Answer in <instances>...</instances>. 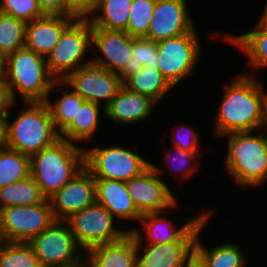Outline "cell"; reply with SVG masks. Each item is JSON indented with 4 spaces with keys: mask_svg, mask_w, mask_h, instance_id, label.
<instances>
[{
    "mask_svg": "<svg viewBox=\"0 0 267 267\" xmlns=\"http://www.w3.org/2000/svg\"><path fill=\"white\" fill-rule=\"evenodd\" d=\"M258 76V77H257ZM261 75L238 73L222 86L223 92L216 112L212 113L213 136L217 139L232 132H250L261 129L267 90Z\"/></svg>",
    "mask_w": 267,
    "mask_h": 267,
    "instance_id": "6da1fadb",
    "label": "cell"
},
{
    "mask_svg": "<svg viewBox=\"0 0 267 267\" xmlns=\"http://www.w3.org/2000/svg\"><path fill=\"white\" fill-rule=\"evenodd\" d=\"M221 138L227 139L223 170L232 182L235 181V186L243 190L264 189L267 183V137L257 130L232 132Z\"/></svg>",
    "mask_w": 267,
    "mask_h": 267,
    "instance_id": "7a4b0ae2",
    "label": "cell"
},
{
    "mask_svg": "<svg viewBox=\"0 0 267 267\" xmlns=\"http://www.w3.org/2000/svg\"><path fill=\"white\" fill-rule=\"evenodd\" d=\"M18 103H13L4 119L5 146L31 157L60 137L45 101H23V107H20V111L17 110L16 117L12 116V119V108Z\"/></svg>",
    "mask_w": 267,
    "mask_h": 267,
    "instance_id": "3957f363",
    "label": "cell"
},
{
    "mask_svg": "<svg viewBox=\"0 0 267 267\" xmlns=\"http://www.w3.org/2000/svg\"><path fill=\"white\" fill-rule=\"evenodd\" d=\"M0 72L15 102L46 101L56 81L48 70L46 57L25 47L5 56Z\"/></svg>",
    "mask_w": 267,
    "mask_h": 267,
    "instance_id": "277c9868",
    "label": "cell"
},
{
    "mask_svg": "<svg viewBox=\"0 0 267 267\" xmlns=\"http://www.w3.org/2000/svg\"><path fill=\"white\" fill-rule=\"evenodd\" d=\"M30 175L49 199L84 167V146L59 138L30 157Z\"/></svg>",
    "mask_w": 267,
    "mask_h": 267,
    "instance_id": "5b68a950",
    "label": "cell"
},
{
    "mask_svg": "<svg viewBox=\"0 0 267 267\" xmlns=\"http://www.w3.org/2000/svg\"><path fill=\"white\" fill-rule=\"evenodd\" d=\"M110 144L84 147V166L95 179L128 181L150 166L151 160L137 151V142L133 148L123 143Z\"/></svg>",
    "mask_w": 267,
    "mask_h": 267,
    "instance_id": "8992f818",
    "label": "cell"
},
{
    "mask_svg": "<svg viewBox=\"0 0 267 267\" xmlns=\"http://www.w3.org/2000/svg\"><path fill=\"white\" fill-rule=\"evenodd\" d=\"M91 55L92 24L88 18L77 17L63 31L57 45L47 55V67L56 80H64L79 67L91 63Z\"/></svg>",
    "mask_w": 267,
    "mask_h": 267,
    "instance_id": "52a82bcc",
    "label": "cell"
},
{
    "mask_svg": "<svg viewBox=\"0 0 267 267\" xmlns=\"http://www.w3.org/2000/svg\"><path fill=\"white\" fill-rule=\"evenodd\" d=\"M197 31L195 26L188 33L157 42L158 70L175 88L196 74L202 61L205 48Z\"/></svg>",
    "mask_w": 267,
    "mask_h": 267,
    "instance_id": "ba28073f",
    "label": "cell"
},
{
    "mask_svg": "<svg viewBox=\"0 0 267 267\" xmlns=\"http://www.w3.org/2000/svg\"><path fill=\"white\" fill-rule=\"evenodd\" d=\"M64 221L84 251L99 244L118 241L129 233L128 226L122 228L123 225L97 202Z\"/></svg>",
    "mask_w": 267,
    "mask_h": 267,
    "instance_id": "9c48e42d",
    "label": "cell"
},
{
    "mask_svg": "<svg viewBox=\"0 0 267 267\" xmlns=\"http://www.w3.org/2000/svg\"><path fill=\"white\" fill-rule=\"evenodd\" d=\"M165 173L167 171L162 166L150 161V166L145 171L125 181L129 195L141 214L181 209L179 196L166 183Z\"/></svg>",
    "mask_w": 267,
    "mask_h": 267,
    "instance_id": "30bf717a",
    "label": "cell"
},
{
    "mask_svg": "<svg viewBox=\"0 0 267 267\" xmlns=\"http://www.w3.org/2000/svg\"><path fill=\"white\" fill-rule=\"evenodd\" d=\"M28 243L33 247L41 267L71 265L82 260L85 255L84 249L63 220H55Z\"/></svg>",
    "mask_w": 267,
    "mask_h": 267,
    "instance_id": "8fae6325",
    "label": "cell"
},
{
    "mask_svg": "<svg viewBox=\"0 0 267 267\" xmlns=\"http://www.w3.org/2000/svg\"><path fill=\"white\" fill-rule=\"evenodd\" d=\"M55 218L49 200L32 206L0 209V235L5 242H30L49 227Z\"/></svg>",
    "mask_w": 267,
    "mask_h": 267,
    "instance_id": "7c38bea8",
    "label": "cell"
},
{
    "mask_svg": "<svg viewBox=\"0 0 267 267\" xmlns=\"http://www.w3.org/2000/svg\"><path fill=\"white\" fill-rule=\"evenodd\" d=\"M212 210L206 212L176 241L157 244H136L137 267H182L195 250V242L201 226L209 220Z\"/></svg>",
    "mask_w": 267,
    "mask_h": 267,
    "instance_id": "4fadbf2b",
    "label": "cell"
},
{
    "mask_svg": "<svg viewBox=\"0 0 267 267\" xmlns=\"http://www.w3.org/2000/svg\"><path fill=\"white\" fill-rule=\"evenodd\" d=\"M64 81L85 101L99 104L104 108L123 86L118 73L93 62L79 67Z\"/></svg>",
    "mask_w": 267,
    "mask_h": 267,
    "instance_id": "5bb4252c",
    "label": "cell"
},
{
    "mask_svg": "<svg viewBox=\"0 0 267 267\" xmlns=\"http://www.w3.org/2000/svg\"><path fill=\"white\" fill-rule=\"evenodd\" d=\"M187 2L189 1L156 0L145 38L158 42L190 32L196 23Z\"/></svg>",
    "mask_w": 267,
    "mask_h": 267,
    "instance_id": "9a60e30c",
    "label": "cell"
},
{
    "mask_svg": "<svg viewBox=\"0 0 267 267\" xmlns=\"http://www.w3.org/2000/svg\"><path fill=\"white\" fill-rule=\"evenodd\" d=\"M55 220H66L96 202V182L84 166L66 185L49 199Z\"/></svg>",
    "mask_w": 267,
    "mask_h": 267,
    "instance_id": "2e32d148",
    "label": "cell"
},
{
    "mask_svg": "<svg viewBox=\"0 0 267 267\" xmlns=\"http://www.w3.org/2000/svg\"><path fill=\"white\" fill-rule=\"evenodd\" d=\"M133 37L125 31L92 28V62L119 73L132 57Z\"/></svg>",
    "mask_w": 267,
    "mask_h": 267,
    "instance_id": "e0dca14e",
    "label": "cell"
},
{
    "mask_svg": "<svg viewBox=\"0 0 267 267\" xmlns=\"http://www.w3.org/2000/svg\"><path fill=\"white\" fill-rule=\"evenodd\" d=\"M206 210H208V208L203 207L202 211L197 213L198 215L190 216L184 224H181L179 221V224H177L174 219L167 216L169 211H173V209L164 212L142 214L137 226L131 233L135 237L136 244H161L176 241L206 212Z\"/></svg>",
    "mask_w": 267,
    "mask_h": 267,
    "instance_id": "ac0fdd59",
    "label": "cell"
},
{
    "mask_svg": "<svg viewBox=\"0 0 267 267\" xmlns=\"http://www.w3.org/2000/svg\"><path fill=\"white\" fill-rule=\"evenodd\" d=\"M158 104L151 97L132 92L124 86L118 91L117 95L105 107V118L113 124L132 126L134 124H144L152 119L153 111ZM131 124V125H130Z\"/></svg>",
    "mask_w": 267,
    "mask_h": 267,
    "instance_id": "d6986e66",
    "label": "cell"
},
{
    "mask_svg": "<svg viewBox=\"0 0 267 267\" xmlns=\"http://www.w3.org/2000/svg\"><path fill=\"white\" fill-rule=\"evenodd\" d=\"M253 26L252 29H247L246 32L243 31L242 33L240 31L237 35L226 32H222L224 35H220V31H214L215 35L212 38L221 36L225 43L237 47L247 57L246 67H251L252 72L246 71L245 74L256 76L257 73H264L262 71L265 70L267 73V25L262 24L257 19Z\"/></svg>",
    "mask_w": 267,
    "mask_h": 267,
    "instance_id": "ffe728a7",
    "label": "cell"
},
{
    "mask_svg": "<svg viewBox=\"0 0 267 267\" xmlns=\"http://www.w3.org/2000/svg\"><path fill=\"white\" fill-rule=\"evenodd\" d=\"M96 182V202L105 207L122 225H130L128 231L131 232L136 222H139L142 214L135 206L132 197L129 195L125 181L95 179ZM131 221L130 224H127ZM134 224L135 222V225Z\"/></svg>",
    "mask_w": 267,
    "mask_h": 267,
    "instance_id": "44dd1931",
    "label": "cell"
},
{
    "mask_svg": "<svg viewBox=\"0 0 267 267\" xmlns=\"http://www.w3.org/2000/svg\"><path fill=\"white\" fill-rule=\"evenodd\" d=\"M77 17L58 15H44L37 18L25 27L24 47L36 54L47 57L57 45L63 31Z\"/></svg>",
    "mask_w": 267,
    "mask_h": 267,
    "instance_id": "7402d4cb",
    "label": "cell"
},
{
    "mask_svg": "<svg viewBox=\"0 0 267 267\" xmlns=\"http://www.w3.org/2000/svg\"><path fill=\"white\" fill-rule=\"evenodd\" d=\"M84 258L89 267H137L135 237L129 232L118 241L94 246Z\"/></svg>",
    "mask_w": 267,
    "mask_h": 267,
    "instance_id": "603a6c76",
    "label": "cell"
},
{
    "mask_svg": "<svg viewBox=\"0 0 267 267\" xmlns=\"http://www.w3.org/2000/svg\"><path fill=\"white\" fill-rule=\"evenodd\" d=\"M212 218L213 217H211L201 226L195 242V251L203 258L207 264V267L249 266L247 263V258L249 256L244 250L242 251L243 247H240L237 241H231V237L229 241L226 240L216 245L213 243L212 247H210V245H208L209 247L206 246L207 243L204 244L205 241L202 239L203 236L201 233L204 232V229L208 226Z\"/></svg>",
    "mask_w": 267,
    "mask_h": 267,
    "instance_id": "cb8c5ba5",
    "label": "cell"
},
{
    "mask_svg": "<svg viewBox=\"0 0 267 267\" xmlns=\"http://www.w3.org/2000/svg\"><path fill=\"white\" fill-rule=\"evenodd\" d=\"M53 92H57V97H52ZM45 102L49 107L54 128L60 134L76 118L78 108H81L85 100L64 80H56Z\"/></svg>",
    "mask_w": 267,
    "mask_h": 267,
    "instance_id": "d4e9b609",
    "label": "cell"
},
{
    "mask_svg": "<svg viewBox=\"0 0 267 267\" xmlns=\"http://www.w3.org/2000/svg\"><path fill=\"white\" fill-rule=\"evenodd\" d=\"M104 115L105 108L103 106L85 101L81 108H78L76 118L59 134V137L85 146L88 141H94L97 131L99 133L100 126H103L100 119H104Z\"/></svg>",
    "mask_w": 267,
    "mask_h": 267,
    "instance_id": "484cf974",
    "label": "cell"
},
{
    "mask_svg": "<svg viewBox=\"0 0 267 267\" xmlns=\"http://www.w3.org/2000/svg\"><path fill=\"white\" fill-rule=\"evenodd\" d=\"M123 86L132 92L151 97L158 104L163 103L168 98L166 95L174 88L158 69L147 65L130 76Z\"/></svg>",
    "mask_w": 267,
    "mask_h": 267,
    "instance_id": "4316f807",
    "label": "cell"
},
{
    "mask_svg": "<svg viewBox=\"0 0 267 267\" xmlns=\"http://www.w3.org/2000/svg\"><path fill=\"white\" fill-rule=\"evenodd\" d=\"M133 0H101L88 17L92 28L125 31Z\"/></svg>",
    "mask_w": 267,
    "mask_h": 267,
    "instance_id": "83f0119b",
    "label": "cell"
},
{
    "mask_svg": "<svg viewBox=\"0 0 267 267\" xmlns=\"http://www.w3.org/2000/svg\"><path fill=\"white\" fill-rule=\"evenodd\" d=\"M45 200L31 175L0 188V209L17 205L32 206Z\"/></svg>",
    "mask_w": 267,
    "mask_h": 267,
    "instance_id": "f1b7e54d",
    "label": "cell"
},
{
    "mask_svg": "<svg viewBox=\"0 0 267 267\" xmlns=\"http://www.w3.org/2000/svg\"><path fill=\"white\" fill-rule=\"evenodd\" d=\"M169 145L168 147L165 145L164 152L165 153V159L162 164V166H167L166 169H169L174 179L178 181L179 184L185 182V179L193 177L195 172L198 174V170L201 166V155L200 152H190L185 151L181 148ZM167 147V149H166ZM165 149L167 151H165ZM200 165V166H199ZM175 176V177H174ZM178 176V177H177ZM184 180V181H181ZM181 182V183H180Z\"/></svg>",
    "mask_w": 267,
    "mask_h": 267,
    "instance_id": "f546056e",
    "label": "cell"
},
{
    "mask_svg": "<svg viewBox=\"0 0 267 267\" xmlns=\"http://www.w3.org/2000/svg\"><path fill=\"white\" fill-rule=\"evenodd\" d=\"M158 46L157 42L145 37H133L131 60L118 73L122 83L130 76L136 74L142 66L158 69Z\"/></svg>",
    "mask_w": 267,
    "mask_h": 267,
    "instance_id": "4dcf8cb0",
    "label": "cell"
},
{
    "mask_svg": "<svg viewBox=\"0 0 267 267\" xmlns=\"http://www.w3.org/2000/svg\"><path fill=\"white\" fill-rule=\"evenodd\" d=\"M30 157L4 146L0 150V188L30 176Z\"/></svg>",
    "mask_w": 267,
    "mask_h": 267,
    "instance_id": "1f68e13d",
    "label": "cell"
},
{
    "mask_svg": "<svg viewBox=\"0 0 267 267\" xmlns=\"http://www.w3.org/2000/svg\"><path fill=\"white\" fill-rule=\"evenodd\" d=\"M0 267H41L33 247L25 242L0 244Z\"/></svg>",
    "mask_w": 267,
    "mask_h": 267,
    "instance_id": "d6a6232c",
    "label": "cell"
},
{
    "mask_svg": "<svg viewBox=\"0 0 267 267\" xmlns=\"http://www.w3.org/2000/svg\"><path fill=\"white\" fill-rule=\"evenodd\" d=\"M26 24L0 12V53L5 57L25 45Z\"/></svg>",
    "mask_w": 267,
    "mask_h": 267,
    "instance_id": "836d02e7",
    "label": "cell"
},
{
    "mask_svg": "<svg viewBox=\"0 0 267 267\" xmlns=\"http://www.w3.org/2000/svg\"><path fill=\"white\" fill-rule=\"evenodd\" d=\"M156 0H133L125 30L132 37L147 35Z\"/></svg>",
    "mask_w": 267,
    "mask_h": 267,
    "instance_id": "e575fe53",
    "label": "cell"
},
{
    "mask_svg": "<svg viewBox=\"0 0 267 267\" xmlns=\"http://www.w3.org/2000/svg\"><path fill=\"white\" fill-rule=\"evenodd\" d=\"M0 12L25 24L44 16L37 0H0Z\"/></svg>",
    "mask_w": 267,
    "mask_h": 267,
    "instance_id": "d590c367",
    "label": "cell"
},
{
    "mask_svg": "<svg viewBox=\"0 0 267 267\" xmlns=\"http://www.w3.org/2000/svg\"><path fill=\"white\" fill-rule=\"evenodd\" d=\"M170 130L171 139L170 141L173 143L172 146L181 148L185 151L190 152H203V147L201 146V138L196 130L197 126H192L190 124L182 123L181 125L177 123ZM200 146V147H199Z\"/></svg>",
    "mask_w": 267,
    "mask_h": 267,
    "instance_id": "8d00e7d4",
    "label": "cell"
},
{
    "mask_svg": "<svg viewBox=\"0 0 267 267\" xmlns=\"http://www.w3.org/2000/svg\"><path fill=\"white\" fill-rule=\"evenodd\" d=\"M44 15L73 16L69 10V0H37Z\"/></svg>",
    "mask_w": 267,
    "mask_h": 267,
    "instance_id": "74e56055",
    "label": "cell"
},
{
    "mask_svg": "<svg viewBox=\"0 0 267 267\" xmlns=\"http://www.w3.org/2000/svg\"><path fill=\"white\" fill-rule=\"evenodd\" d=\"M100 3L101 0H69V10L73 16L88 18Z\"/></svg>",
    "mask_w": 267,
    "mask_h": 267,
    "instance_id": "f35d334b",
    "label": "cell"
},
{
    "mask_svg": "<svg viewBox=\"0 0 267 267\" xmlns=\"http://www.w3.org/2000/svg\"><path fill=\"white\" fill-rule=\"evenodd\" d=\"M14 102L9 86L0 72V120L4 121Z\"/></svg>",
    "mask_w": 267,
    "mask_h": 267,
    "instance_id": "ab89813d",
    "label": "cell"
},
{
    "mask_svg": "<svg viewBox=\"0 0 267 267\" xmlns=\"http://www.w3.org/2000/svg\"><path fill=\"white\" fill-rule=\"evenodd\" d=\"M182 267H207L203 258L194 250L185 260Z\"/></svg>",
    "mask_w": 267,
    "mask_h": 267,
    "instance_id": "60d3db41",
    "label": "cell"
},
{
    "mask_svg": "<svg viewBox=\"0 0 267 267\" xmlns=\"http://www.w3.org/2000/svg\"><path fill=\"white\" fill-rule=\"evenodd\" d=\"M5 146V126L4 121L0 120V150Z\"/></svg>",
    "mask_w": 267,
    "mask_h": 267,
    "instance_id": "b9f144b4",
    "label": "cell"
},
{
    "mask_svg": "<svg viewBox=\"0 0 267 267\" xmlns=\"http://www.w3.org/2000/svg\"><path fill=\"white\" fill-rule=\"evenodd\" d=\"M265 6L261 10V15L257 18L262 24L267 25V0H265Z\"/></svg>",
    "mask_w": 267,
    "mask_h": 267,
    "instance_id": "7bdbcfd3",
    "label": "cell"
},
{
    "mask_svg": "<svg viewBox=\"0 0 267 267\" xmlns=\"http://www.w3.org/2000/svg\"><path fill=\"white\" fill-rule=\"evenodd\" d=\"M260 130L267 137V104L264 109L263 123Z\"/></svg>",
    "mask_w": 267,
    "mask_h": 267,
    "instance_id": "ee69618b",
    "label": "cell"
},
{
    "mask_svg": "<svg viewBox=\"0 0 267 267\" xmlns=\"http://www.w3.org/2000/svg\"><path fill=\"white\" fill-rule=\"evenodd\" d=\"M62 267H89V265L87 264L85 258H83L82 260L71 264V265H66V266H62Z\"/></svg>",
    "mask_w": 267,
    "mask_h": 267,
    "instance_id": "f6af8a7d",
    "label": "cell"
},
{
    "mask_svg": "<svg viewBox=\"0 0 267 267\" xmlns=\"http://www.w3.org/2000/svg\"><path fill=\"white\" fill-rule=\"evenodd\" d=\"M3 62H4V56L0 53V69L3 65Z\"/></svg>",
    "mask_w": 267,
    "mask_h": 267,
    "instance_id": "bcb514c9",
    "label": "cell"
},
{
    "mask_svg": "<svg viewBox=\"0 0 267 267\" xmlns=\"http://www.w3.org/2000/svg\"><path fill=\"white\" fill-rule=\"evenodd\" d=\"M3 242L2 238H1V235H0V244Z\"/></svg>",
    "mask_w": 267,
    "mask_h": 267,
    "instance_id": "7dc6e473",
    "label": "cell"
}]
</instances>
